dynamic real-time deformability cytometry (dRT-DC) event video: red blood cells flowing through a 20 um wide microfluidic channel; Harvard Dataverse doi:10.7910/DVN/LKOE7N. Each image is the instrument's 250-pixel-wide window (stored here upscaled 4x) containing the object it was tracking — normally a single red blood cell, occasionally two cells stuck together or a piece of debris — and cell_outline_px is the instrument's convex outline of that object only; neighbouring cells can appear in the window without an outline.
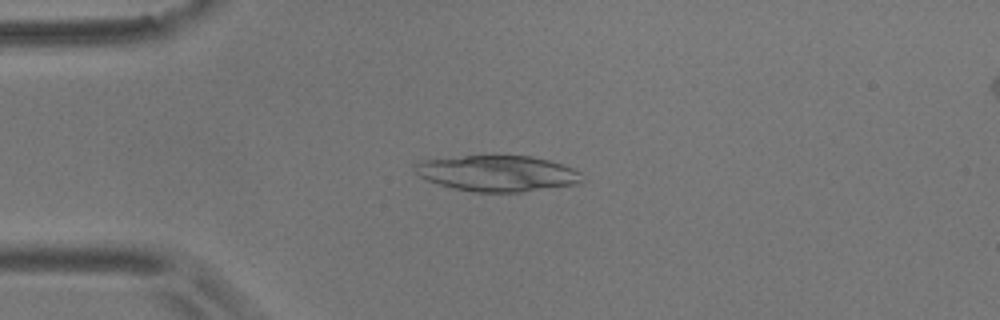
{"species": "common noctule bat (a hibernating species)", "species_latin": "Nyctalus noctula", "temperature_condition": "room temperature", "stored_images_in_passage": 4, "camera_frame_rate_fps": 3000, "um_per_image_px": 0.085, "animal": {"sex": "male", "body_mass_g": 17.9}, "frame": {"image": 1, "passage_image": 4, "time_ms": 3.667, "image_size_px": [1000, 320], "cell_outline_px": [[584, 180], [580, 184], [520, 192], [476, 192], [452, 188], [428, 180], [412, 172], [412, 164], [424, 160], [464, 156], [532, 156], [548, 160], [572, 168], [580, 172]], "centroid_in_image_um": [42.27, 14.74], "position_along_channel_um": 42.7, "area_um2": 35.03}}